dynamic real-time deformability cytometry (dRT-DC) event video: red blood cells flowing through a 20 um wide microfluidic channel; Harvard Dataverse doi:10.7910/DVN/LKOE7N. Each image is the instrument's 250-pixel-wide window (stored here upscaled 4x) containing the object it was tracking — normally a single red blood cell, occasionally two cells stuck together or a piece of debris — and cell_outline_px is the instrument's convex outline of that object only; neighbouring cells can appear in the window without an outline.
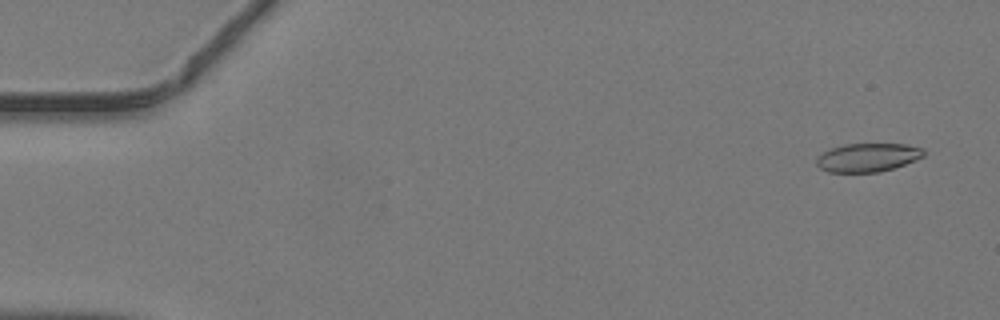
{"species": "common noctule bat (a hibernating species)", "species_latin": "Nyctalus noctula", "temperature_condition": "warm", "stored_images_in_passage": 47, "camera_frame_rate_fps": 3000, "um_per_image_px": 0.085, "animal": {"sex": "male", "body_mass_g": 19.2, "forearm_length_mm": 51.8}, "frame": {"image": 1, "passage_image": 3, "time_ms": 0.667, "image_size_px": [1000, 320], "cell_outline_px": [[924, 156], [904, 164], [880, 172], [828, 172], [820, 168], [816, 164], [816, 156], [832, 148], [844, 144], [904, 144], [924, 148]], "centroid_in_image_um": [73.73, 13.38], "position_along_channel_um": 11.3, "area_um2": 17.74}}
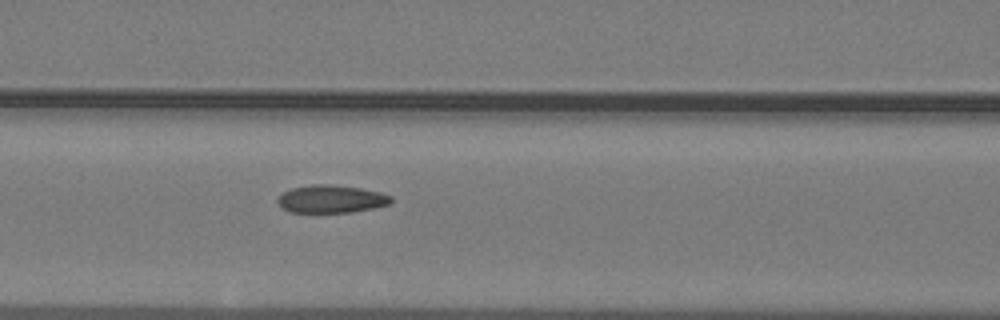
{"frame": {"image": 2, "passage_image": 21, "time_ms": 6.667, "image_size_px": [1000, 320], "cell_outline_px": [[392, 200], [388, 204], [372, 208], [352, 212], [288, 212], [276, 200], [284, 192], [292, 188], [312, 184], [324, 184], [360, 188], [380, 192], [392, 196]], "centroid_in_image_um": [28.15, 16.91], "position_along_channel_um": 138.4, "area_um2": 18.09}}
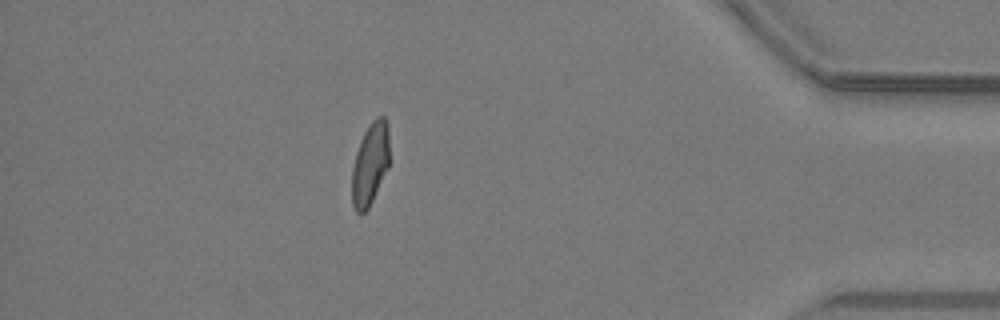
{"frame": {"image": 3, "passage_image": 42, "time_ms": 13.667, "image_size_px": [1000, 320], "cell_outline_px": [[388, 168], [368, 208], [364, 212], [356, 212], [352, 204], [352, 168], [356, 152], [360, 140], [364, 132], [372, 120], [376, 116], [384, 116], [388, 124]], "centroid_in_image_um": [31.45, 13.9], "position_along_channel_um": 403.8, "area_um2": 17.86}}